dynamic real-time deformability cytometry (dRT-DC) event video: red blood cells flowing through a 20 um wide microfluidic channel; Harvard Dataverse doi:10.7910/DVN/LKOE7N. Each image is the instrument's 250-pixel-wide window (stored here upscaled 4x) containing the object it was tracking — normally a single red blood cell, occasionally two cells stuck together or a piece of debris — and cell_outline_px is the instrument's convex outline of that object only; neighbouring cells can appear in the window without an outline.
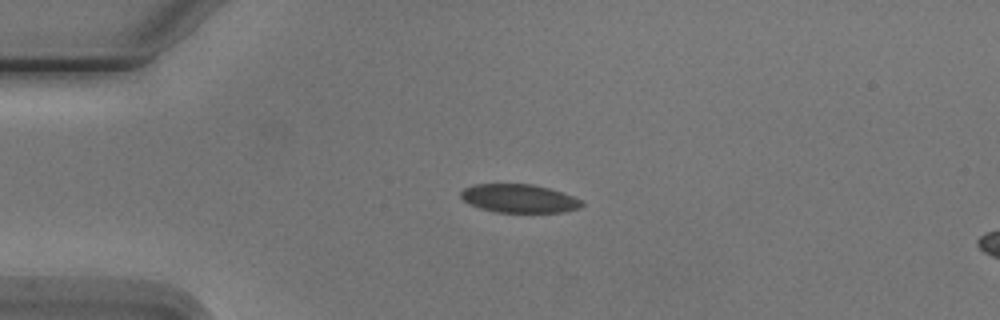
{"species": "Egyptian fruit bat (a non-hibernating species)", "species_latin": "Rousettus aegyptiacus", "temperature_condition": "cold", "stored_images_in_passage": 3, "camera_frame_rate_fps": 3000, "um_per_image_px": 0.085, "animal": {"sex": "male"}, "frame": {"image": 1, "passage_image": 1, "time_ms": 0.0, "image_size_px": [1000, 320], "cell_outline_px": [[584, 204], [580, 208], [564, 212], [496, 212], [480, 208], [464, 200], [460, 196], [460, 192], [464, 188], [472, 184], [532, 184], [548, 188], [572, 196], [580, 200]], "centroid_in_image_um": [44.11, 16.87], "position_along_channel_um": 40.9, "area_um2": 19.88}}
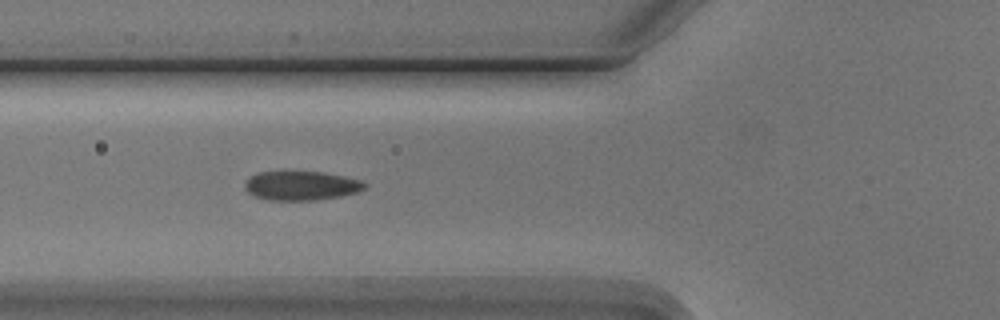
{"frame": {"image": 2, "passage_image": 3, "time_ms": 2.333, "image_size_px": [1000, 320], "cell_outline_px": [[368, 184], [360, 192], [340, 196], [312, 200], [268, 200], [256, 196], [248, 192], [244, 188], [244, 180], [256, 172], [324, 172], [360, 180]], "centroid_in_image_um": [25.58, 15.78], "position_along_channel_um": 100.2, "area_um2": 20.35}}